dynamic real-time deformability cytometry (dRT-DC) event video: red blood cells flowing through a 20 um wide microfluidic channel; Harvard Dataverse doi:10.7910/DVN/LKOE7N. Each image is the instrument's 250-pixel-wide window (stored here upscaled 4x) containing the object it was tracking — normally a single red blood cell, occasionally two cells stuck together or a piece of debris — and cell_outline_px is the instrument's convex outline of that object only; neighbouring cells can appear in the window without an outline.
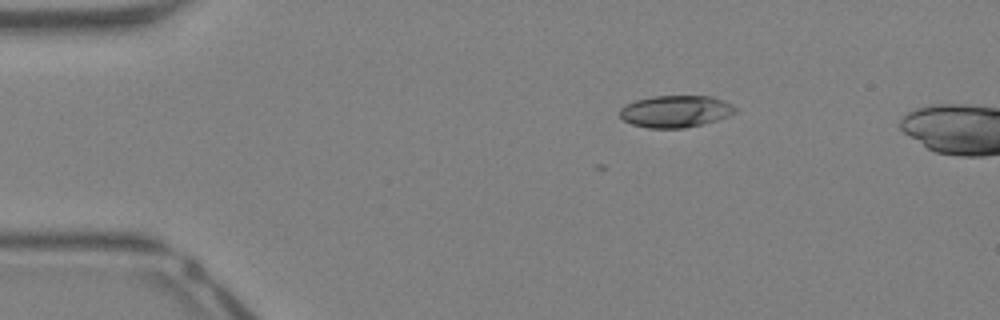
{"species": "Egyptian fruit bat (a non-hibernating species)", "species_latin": "Rousettus aegyptiacus", "temperature_condition": "warm", "stored_images_in_passage": 4, "camera_frame_rate_fps": 3000, "um_per_image_px": 0.085, "animal": {"sex": "female"}, "frame": {"image": 1, "passage_image": 1, "time_ms": 0.0, "image_size_px": [1000, 320], "cell_outline_px": [[732, 112], [712, 120], [700, 124], [680, 128], [652, 128], [632, 124], [624, 120], [620, 116], [620, 112], [628, 104], [640, 100], [656, 96], [708, 96], [728, 104], [732, 108]], "centroid_in_image_um": [57.31, 9.47], "position_along_channel_um": 27.7, "area_um2": 20.11}}